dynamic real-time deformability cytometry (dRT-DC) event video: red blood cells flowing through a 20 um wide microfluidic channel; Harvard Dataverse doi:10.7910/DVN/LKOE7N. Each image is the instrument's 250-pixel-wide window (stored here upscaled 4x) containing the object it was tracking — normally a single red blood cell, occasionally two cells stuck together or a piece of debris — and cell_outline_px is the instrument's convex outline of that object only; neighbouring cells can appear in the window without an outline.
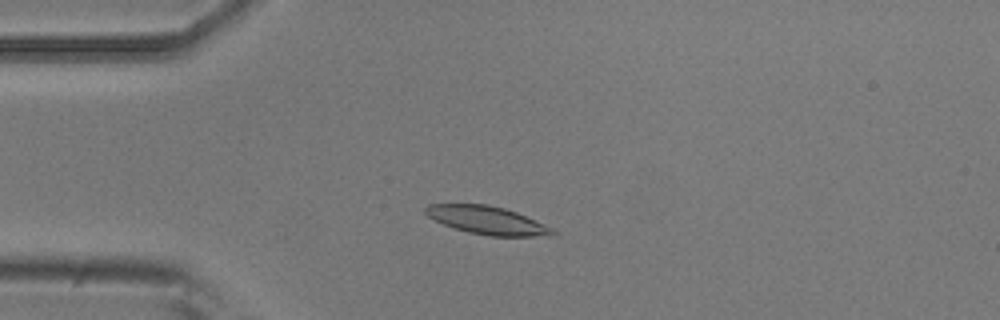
{"species": "common noctule bat (a hibernating species)", "species_latin": "Nyctalus noctula", "temperature_condition": "room temperature", "stored_images_in_passage": 5, "camera_frame_rate_fps": 3000, "um_per_image_px": 0.085, "animal": {"sex": "male", "body_mass_g": 20.5, "forearm_length_mm": 52.5}, "frame": {"image": 1, "passage_image": 3, "time_ms": 0.667, "image_size_px": [1000, 320], "cell_outline_px": [[556, 236], [488, 236], [468, 232], [444, 224], [428, 216], [424, 212], [424, 208], [428, 204], [488, 204], [504, 208], [516, 212], [552, 228], [556, 232]], "centroid_in_image_um": [41.42, 18.72], "position_along_channel_um": 43.6, "area_um2": 20.63}}
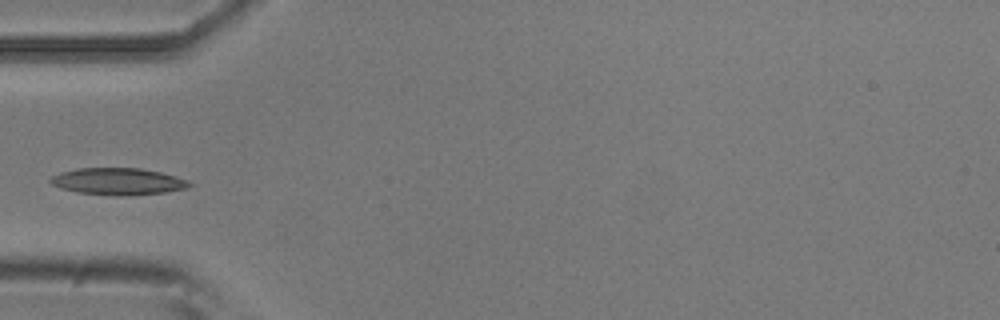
{"frame": {"image": 2, "passage_image": 4, "time_ms": 1.0, "image_size_px": [1000, 320], "cell_outline_px": [[196, 184], [188, 188], [164, 192], [76, 192], [60, 188], [52, 184], [48, 180], [52, 176], [60, 172], [76, 168], [140, 168], [160, 172], [176, 176], [188, 180]], "centroid_in_image_um": [10.03, 15.35], "position_along_channel_um": 75.0, "area_um2": 20.58}}
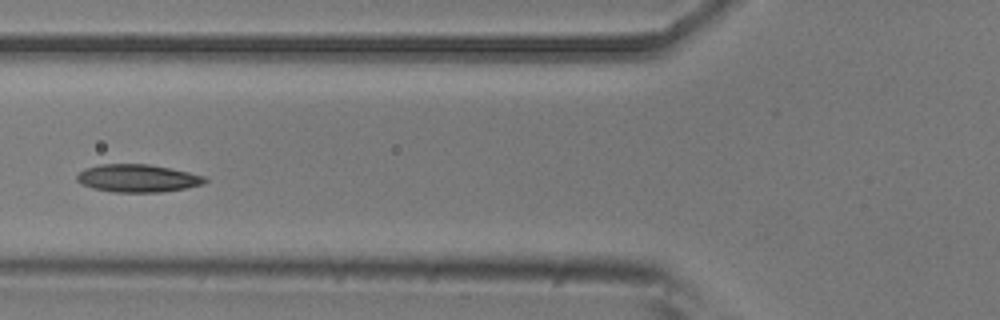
{"frame": {"image": 3, "passage_image": 5, "time_ms": 1.333, "image_size_px": [1000, 320], "cell_outline_px": [[208, 180], [204, 184], [184, 188], [160, 192], [112, 192], [92, 188], [80, 184], [76, 180], [76, 176], [84, 168], [100, 164], [148, 164], [188, 172], [204, 176]], "centroid_in_image_um": [11.65, 15.15], "position_along_channel_um": 114.1, "area_um2": 20.69}}